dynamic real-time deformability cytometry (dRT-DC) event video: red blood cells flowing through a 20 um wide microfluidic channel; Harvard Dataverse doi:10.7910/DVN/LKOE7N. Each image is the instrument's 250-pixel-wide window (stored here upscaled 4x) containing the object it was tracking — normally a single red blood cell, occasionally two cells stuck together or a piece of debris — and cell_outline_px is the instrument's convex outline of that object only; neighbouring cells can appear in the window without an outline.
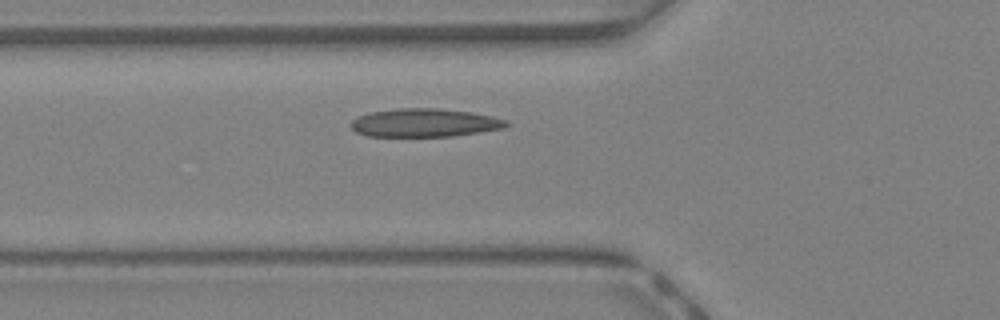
{"species": "Egyptian fruit bat (a non-hibernating species)", "species_latin": "Rousettus aegyptiacus", "temperature_condition": "warm", "stored_images_in_passage": 25, "camera_frame_rate_fps": 3000, "um_per_image_px": 0.085, "animal": {"sex": "female"}, "frame": {"image": 1, "passage_image": 2, "time_ms": 0.333, "image_size_px": [1000, 320], "cell_outline_px": [[512, 124], [504, 128], [452, 136], [368, 136], [356, 132], [352, 128], [352, 120], [368, 112], [400, 108], [436, 108], [472, 112], [492, 116], [508, 120]], "centroid_in_image_um": [36.13, 10.43], "position_along_channel_um": 89.7, "area_um2": 25.61}}
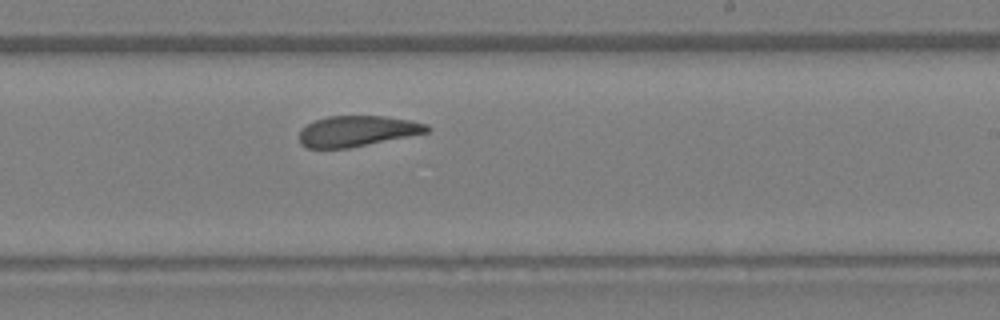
{"frame": {"image": 2, "passage_image": 13, "time_ms": 4.0, "image_size_px": [1000, 320], "cell_outline_px": [[432, 128], [428, 132], [348, 148], [308, 148], [300, 144], [300, 128], [316, 120], [328, 116], [384, 116], [412, 120], [428, 124]], "centroid_in_image_um": [30.37, 11.13], "position_along_channel_um": 258.6, "area_um2": 22.77}}
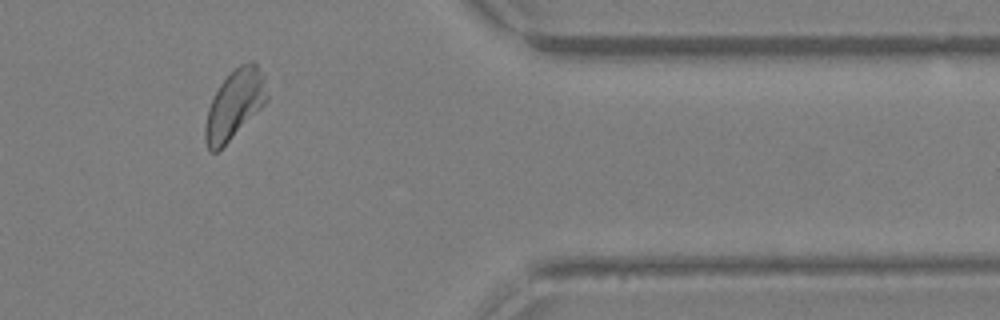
{"frame": {"image": 3, "passage_image": 23, "time_ms": 7.333, "image_size_px": [1000, 320], "cell_outline_px": [[268, 100], [216, 152], [212, 152], [208, 148], [204, 140], [204, 128], [208, 108], [220, 84], [240, 64], [252, 60], [256, 64], [264, 76], [268, 96]], "centroid_in_image_um": [19.93, 8.85], "position_along_channel_um": 391.5, "area_um2": 24.1}}